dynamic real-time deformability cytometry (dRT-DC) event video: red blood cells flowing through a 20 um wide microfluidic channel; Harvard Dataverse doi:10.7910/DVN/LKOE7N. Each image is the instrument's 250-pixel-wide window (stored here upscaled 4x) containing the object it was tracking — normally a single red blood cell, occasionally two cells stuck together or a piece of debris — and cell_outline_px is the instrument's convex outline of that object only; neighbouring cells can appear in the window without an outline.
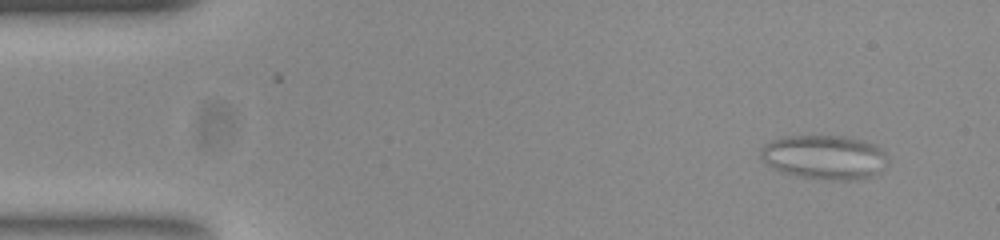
{"species": "common noctule bat (a hibernating species)", "species_latin": "Nyctalus noctula", "temperature_condition": "room temperature", "stored_images_in_passage": 55, "segment_of_instrument_passage": [1, 2], "camera_frame_rate_fps": 3000, "um_per_image_px": 0.085, "animal": {"sex": "female", "body_mass_g": 23.0, "forearm_length_mm": 53.4}, "frame": {"image": 1, "passage_image": 1, "time_ms": 0.0, "image_size_px": [1000, 240], "cell_outline_px": [[888, 160], [876, 172], [868, 176], [852, 180], [832, 180], [800, 176], [784, 172], [768, 164], [760, 156], [760, 152], [772, 140], [788, 136], [840, 136], [864, 140], [876, 144], [884, 152]], "centroid_in_image_um": [70.1, 13.34], "position_along_channel_um": 14.9, "area_um2": 31.96}}
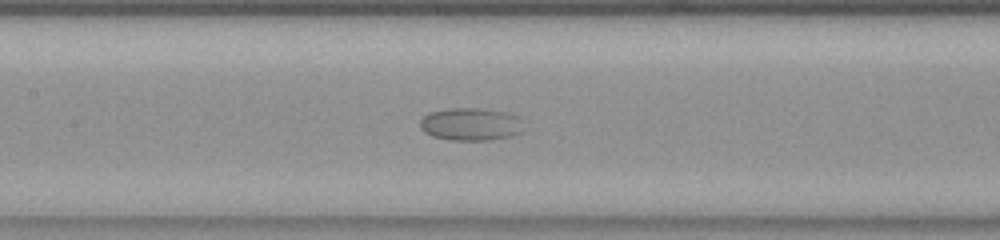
{"frame": {"image": 2, "passage_image": 23, "time_ms": 7.333, "image_size_px": [1000, 240], "cell_outline_px": [[524, 132], [512, 136], [492, 140], [452, 140], [432, 136], [424, 132], [420, 128], [420, 120], [428, 112], [448, 108], [476, 108], [504, 112], [520, 116]], "centroid_in_image_um": [40.03, 10.56], "position_along_channel_um": 167.4, "area_um2": 20.0}}
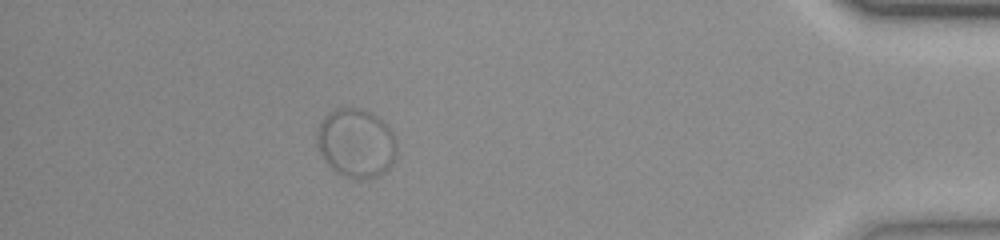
{"frame": {"image": 3, "passage_image": 48, "time_ms": 15.667, "image_size_px": [1000, 240], "cell_outline_px": [[396, 148], [392, 164], [384, 172], [376, 176], [360, 180], [356, 180], [336, 172], [324, 160], [316, 144], [316, 132], [324, 116], [332, 108], [360, 108], [372, 112], [384, 120], [392, 132], [396, 144]], "centroid_in_image_um": [30.24, 12.14], "position_along_channel_um": 405.0, "area_um2": 32.31}}